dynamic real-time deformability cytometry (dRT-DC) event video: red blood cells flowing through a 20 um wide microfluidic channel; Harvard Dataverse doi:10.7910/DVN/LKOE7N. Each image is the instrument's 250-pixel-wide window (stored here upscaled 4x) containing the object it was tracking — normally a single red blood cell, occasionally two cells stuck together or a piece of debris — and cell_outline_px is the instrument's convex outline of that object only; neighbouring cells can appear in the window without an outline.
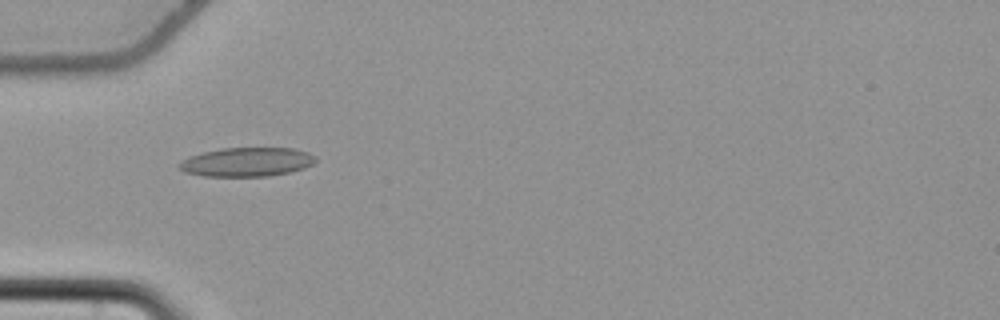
{"species": "common noctule bat (a hibernating species)", "species_latin": "Nyctalus noctula", "temperature_condition": "cold", "stored_images_in_passage": 56, "camera_frame_rate_fps": 3000, "um_per_image_px": 0.085, "animal": {"sex": "female", "body_mass_g": 22.7, "forearm_length_mm": 54.2}, "frame": {"image": 1, "passage_image": 19, "time_ms": 6.0, "image_size_px": [1000, 320], "cell_outline_px": [[316, 160], [312, 164], [304, 168], [288, 172], [268, 176], [204, 176], [184, 172], [176, 164], [188, 156], [220, 148], [292, 148], [308, 152], [316, 156]], "centroid_in_image_um": [20.96, 13.76], "position_along_channel_um": 64.0, "area_um2": 23.06}}
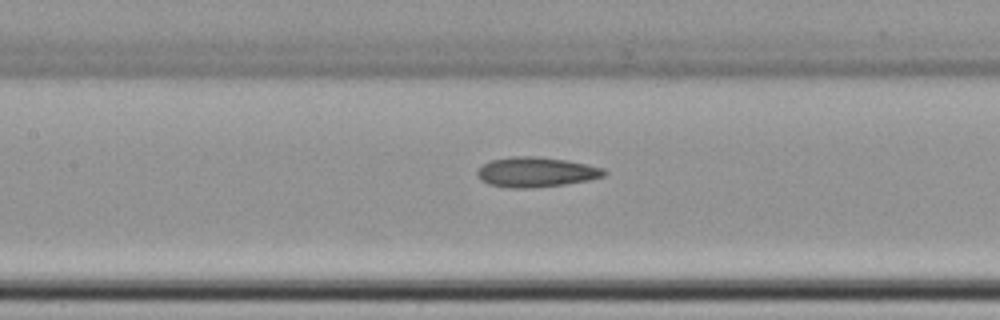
{"frame": {"image": 2, "passage_image": 27, "time_ms": 8.667, "image_size_px": [1000, 320], "cell_outline_px": [[608, 172], [604, 176], [588, 180], [564, 184], [532, 188], [508, 188], [488, 184], [480, 180], [476, 176], [476, 172], [484, 164], [492, 160], [512, 156], [536, 156], [564, 160], [604, 168]], "centroid_in_image_um": [45.53, 14.63], "position_along_channel_um": 161.9, "area_um2": 22.08}}
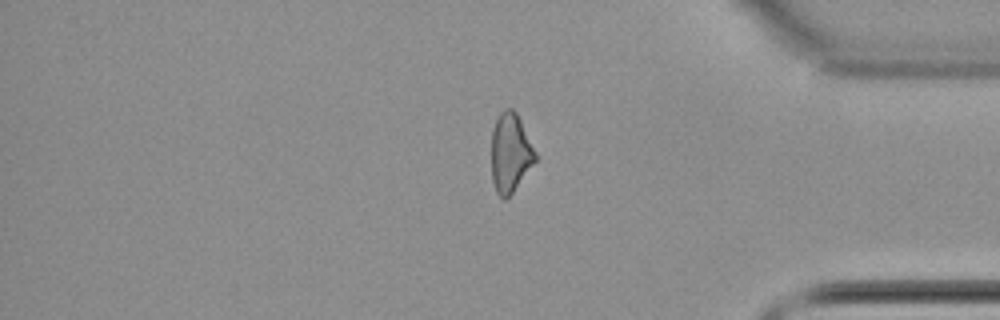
{"frame": {"image": 3, "passage_image": 47, "time_ms": 15.333, "image_size_px": [1000, 320], "cell_outline_px": [[536, 160], [512, 192], [504, 200], [496, 192], [492, 180], [492, 128], [500, 112], [504, 108], [512, 108], [516, 112], [536, 152]], "centroid_in_image_um": [43.36, 12.97], "position_along_channel_um": 391.8, "area_um2": 19.94}, "authors_computed_cell_mechanics": {"area_um2": 22.1085, "velocity_mm_per_s": 3.7579, "shape_relaxation_time_tau1_ms": 9.9642, "shape_relaxation_time_tau2_ms": 5.3498, "deformation_change_tau1": 0.1464, "deformation_change_tau2": 0.164}}